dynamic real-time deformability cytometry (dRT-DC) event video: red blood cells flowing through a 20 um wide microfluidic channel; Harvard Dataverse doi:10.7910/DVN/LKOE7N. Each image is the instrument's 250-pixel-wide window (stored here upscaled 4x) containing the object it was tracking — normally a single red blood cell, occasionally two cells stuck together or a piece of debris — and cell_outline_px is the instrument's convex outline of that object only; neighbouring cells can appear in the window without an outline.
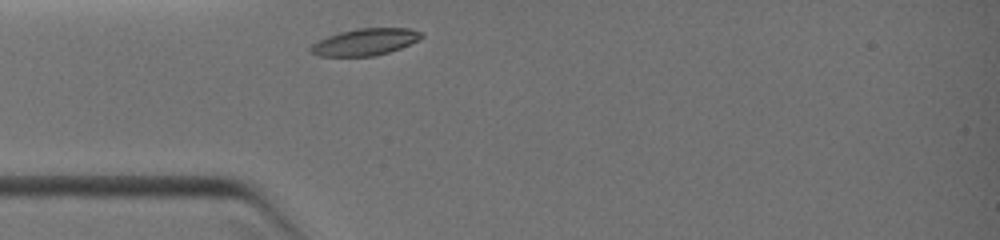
{"species": "common noctule bat (a hibernating species)", "species_latin": "Nyctalus noctula", "temperature_condition": "warm", "stored_images_in_passage": 29, "camera_frame_rate_fps": 3000, "um_per_image_px": 0.085, "animal": {"sex": "female", "body_mass_g": 19.0, "forearm_length_mm": 51.5}, "frame": {"image": 1, "passage_image": 1, "time_ms": 0.0, "image_size_px": [1000, 240], "cell_outline_px": [[424, 36], [420, 40], [400, 48], [376, 56], [320, 56], [312, 52], [308, 48], [312, 44], [328, 36], [340, 32], [360, 28], [408, 28], [424, 32]], "centroid_in_image_um": [31.08, 3.56], "position_along_channel_um": 53.9, "area_um2": 17.28}}
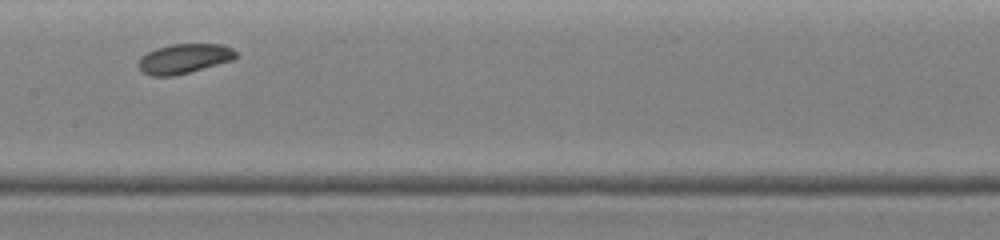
{"frame": {"image": 2, "passage_image": 12, "time_ms": 3.0, "image_size_px": [1000, 240], "cell_outline_px": [[236, 56], [232, 60], [188, 72], [172, 76], [152, 76], [144, 72], [136, 64], [140, 56], [156, 48], [172, 44], [220, 44], [232, 48], [236, 52]], "centroid_in_image_um": [15.61, 4.97], "position_along_channel_um": 191.8, "area_um2": 16.65}}
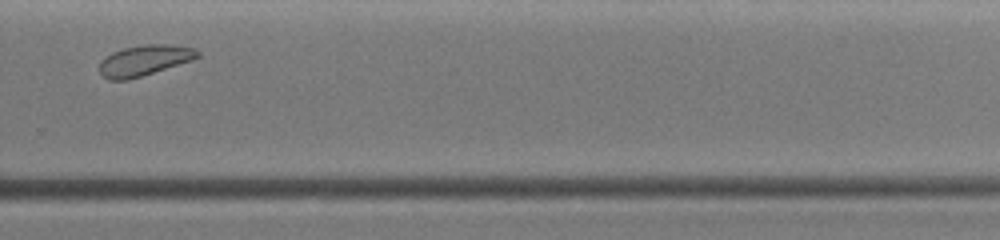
{"frame": {"image": 3, "passage_image": 19, "time_ms": 5.667, "image_size_px": [1000, 240], "cell_outline_px": [[200, 56], [192, 60], [128, 80], [108, 80], [100, 72], [100, 60], [104, 56], [112, 52], [124, 48], [144, 44], [164, 44], [192, 48], [200, 52]], "centroid_in_image_um": [12.23, 5.13], "position_along_channel_um": 317.6, "area_um2": 17.34}}